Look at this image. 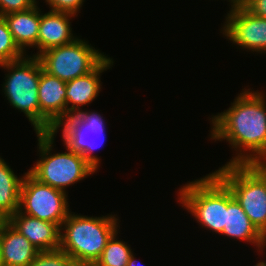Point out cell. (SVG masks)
I'll return each mask as SVG.
<instances>
[{
	"mask_svg": "<svg viewBox=\"0 0 266 266\" xmlns=\"http://www.w3.org/2000/svg\"><path fill=\"white\" fill-rule=\"evenodd\" d=\"M244 7L251 14L266 19V0H250Z\"/></svg>",
	"mask_w": 266,
	"mask_h": 266,
	"instance_id": "cb8c5ba5",
	"label": "cell"
},
{
	"mask_svg": "<svg viewBox=\"0 0 266 266\" xmlns=\"http://www.w3.org/2000/svg\"><path fill=\"white\" fill-rule=\"evenodd\" d=\"M243 90L229 109L210 118L213 125L210 139L226 140L231 148L240 150L227 164H248L266 159L265 95Z\"/></svg>",
	"mask_w": 266,
	"mask_h": 266,
	"instance_id": "6da1fadb",
	"label": "cell"
},
{
	"mask_svg": "<svg viewBox=\"0 0 266 266\" xmlns=\"http://www.w3.org/2000/svg\"><path fill=\"white\" fill-rule=\"evenodd\" d=\"M38 100L41 114L54 127L66 119V82L43 69L39 79Z\"/></svg>",
	"mask_w": 266,
	"mask_h": 266,
	"instance_id": "4fadbf2b",
	"label": "cell"
},
{
	"mask_svg": "<svg viewBox=\"0 0 266 266\" xmlns=\"http://www.w3.org/2000/svg\"><path fill=\"white\" fill-rule=\"evenodd\" d=\"M178 201L202 225L221 234L225 226L227 186L212 172L179 189Z\"/></svg>",
	"mask_w": 266,
	"mask_h": 266,
	"instance_id": "5b68a950",
	"label": "cell"
},
{
	"mask_svg": "<svg viewBox=\"0 0 266 266\" xmlns=\"http://www.w3.org/2000/svg\"><path fill=\"white\" fill-rule=\"evenodd\" d=\"M74 16L73 14L55 11L43 14L40 10V26L37 39V49L39 51L33 56H38L47 49L69 44L78 38L73 36L71 28L70 19Z\"/></svg>",
	"mask_w": 266,
	"mask_h": 266,
	"instance_id": "5bb4252c",
	"label": "cell"
},
{
	"mask_svg": "<svg viewBox=\"0 0 266 266\" xmlns=\"http://www.w3.org/2000/svg\"><path fill=\"white\" fill-rule=\"evenodd\" d=\"M255 266H266V261L258 262Z\"/></svg>",
	"mask_w": 266,
	"mask_h": 266,
	"instance_id": "f1b7e54d",
	"label": "cell"
},
{
	"mask_svg": "<svg viewBox=\"0 0 266 266\" xmlns=\"http://www.w3.org/2000/svg\"><path fill=\"white\" fill-rule=\"evenodd\" d=\"M51 9L50 11L65 12L77 15L78 11L84 4V0H45Z\"/></svg>",
	"mask_w": 266,
	"mask_h": 266,
	"instance_id": "7402d4cb",
	"label": "cell"
},
{
	"mask_svg": "<svg viewBox=\"0 0 266 266\" xmlns=\"http://www.w3.org/2000/svg\"><path fill=\"white\" fill-rule=\"evenodd\" d=\"M223 36L244 50L266 53V19L251 14L245 7L227 13Z\"/></svg>",
	"mask_w": 266,
	"mask_h": 266,
	"instance_id": "30bf717a",
	"label": "cell"
},
{
	"mask_svg": "<svg viewBox=\"0 0 266 266\" xmlns=\"http://www.w3.org/2000/svg\"><path fill=\"white\" fill-rule=\"evenodd\" d=\"M221 234L254 244L261 252L266 248V238L252 224L228 187L225 226Z\"/></svg>",
	"mask_w": 266,
	"mask_h": 266,
	"instance_id": "9a60e30c",
	"label": "cell"
},
{
	"mask_svg": "<svg viewBox=\"0 0 266 266\" xmlns=\"http://www.w3.org/2000/svg\"><path fill=\"white\" fill-rule=\"evenodd\" d=\"M42 68L64 82L92 72L107 56L76 38L73 42L47 49L37 56Z\"/></svg>",
	"mask_w": 266,
	"mask_h": 266,
	"instance_id": "52a82bcc",
	"label": "cell"
},
{
	"mask_svg": "<svg viewBox=\"0 0 266 266\" xmlns=\"http://www.w3.org/2000/svg\"><path fill=\"white\" fill-rule=\"evenodd\" d=\"M67 200L66 192L40 183L29 172L23 175L19 205L21 213L60 227L70 213Z\"/></svg>",
	"mask_w": 266,
	"mask_h": 266,
	"instance_id": "9c48e42d",
	"label": "cell"
},
{
	"mask_svg": "<svg viewBox=\"0 0 266 266\" xmlns=\"http://www.w3.org/2000/svg\"><path fill=\"white\" fill-rule=\"evenodd\" d=\"M39 251L7 220L1 223V262L3 266H28Z\"/></svg>",
	"mask_w": 266,
	"mask_h": 266,
	"instance_id": "2e32d148",
	"label": "cell"
},
{
	"mask_svg": "<svg viewBox=\"0 0 266 266\" xmlns=\"http://www.w3.org/2000/svg\"><path fill=\"white\" fill-rule=\"evenodd\" d=\"M18 47L25 52L26 47H37L40 26V9L37 3L25 11L3 16Z\"/></svg>",
	"mask_w": 266,
	"mask_h": 266,
	"instance_id": "e0dca14e",
	"label": "cell"
},
{
	"mask_svg": "<svg viewBox=\"0 0 266 266\" xmlns=\"http://www.w3.org/2000/svg\"><path fill=\"white\" fill-rule=\"evenodd\" d=\"M250 0H229L231 8L244 7Z\"/></svg>",
	"mask_w": 266,
	"mask_h": 266,
	"instance_id": "484cf974",
	"label": "cell"
},
{
	"mask_svg": "<svg viewBox=\"0 0 266 266\" xmlns=\"http://www.w3.org/2000/svg\"><path fill=\"white\" fill-rule=\"evenodd\" d=\"M70 211L60 226V247L80 266H94L118 229L115 215L88 217ZM64 233H63V232Z\"/></svg>",
	"mask_w": 266,
	"mask_h": 266,
	"instance_id": "7a4b0ae2",
	"label": "cell"
},
{
	"mask_svg": "<svg viewBox=\"0 0 266 266\" xmlns=\"http://www.w3.org/2000/svg\"><path fill=\"white\" fill-rule=\"evenodd\" d=\"M22 180L0 157V216L4 220L19 210Z\"/></svg>",
	"mask_w": 266,
	"mask_h": 266,
	"instance_id": "ac0fdd59",
	"label": "cell"
},
{
	"mask_svg": "<svg viewBox=\"0 0 266 266\" xmlns=\"http://www.w3.org/2000/svg\"><path fill=\"white\" fill-rule=\"evenodd\" d=\"M134 254L132 253V255L129 258V261L127 262V266H140L138 264H136V259L133 256Z\"/></svg>",
	"mask_w": 266,
	"mask_h": 266,
	"instance_id": "4316f807",
	"label": "cell"
},
{
	"mask_svg": "<svg viewBox=\"0 0 266 266\" xmlns=\"http://www.w3.org/2000/svg\"><path fill=\"white\" fill-rule=\"evenodd\" d=\"M232 192L256 229L266 238V183L248 164H225L213 172Z\"/></svg>",
	"mask_w": 266,
	"mask_h": 266,
	"instance_id": "8992f818",
	"label": "cell"
},
{
	"mask_svg": "<svg viewBox=\"0 0 266 266\" xmlns=\"http://www.w3.org/2000/svg\"><path fill=\"white\" fill-rule=\"evenodd\" d=\"M118 230L107 241L106 247L94 266H127L132 249L126 242L117 240Z\"/></svg>",
	"mask_w": 266,
	"mask_h": 266,
	"instance_id": "d6986e66",
	"label": "cell"
},
{
	"mask_svg": "<svg viewBox=\"0 0 266 266\" xmlns=\"http://www.w3.org/2000/svg\"><path fill=\"white\" fill-rule=\"evenodd\" d=\"M102 118L99 113L84 112L81 109L77 114L70 115L61 121L53 130V133L56 134L63 126L64 145L81 154L96 170L99 169L100 159L93 152L96 147L102 146L105 140V122Z\"/></svg>",
	"mask_w": 266,
	"mask_h": 266,
	"instance_id": "ba28073f",
	"label": "cell"
},
{
	"mask_svg": "<svg viewBox=\"0 0 266 266\" xmlns=\"http://www.w3.org/2000/svg\"><path fill=\"white\" fill-rule=\"evenodd\" d=\"M113 60L106 57L92 72L66 82V118L77 114L80 106L90 104L102 88L100 75L113 66ZM71 104V106H69Z\"/></svg>",
	"mask_w": 266,
	"mask_h": 266,
	"instance_id": "7c38bea8",
	"label": "cell"
},
{
	"mask_svg": "<svg viewBox=\"0 0 266 266\" xmlns=\"http://www.w3.org/2000/svg\"><path fill=\"white\" fill-rule=\"evenodd\" d=\"M0 266H3L1 262V224H0Z\"/></svg>",
	"mask_w": 266,
	"mask_h": 266,
	"instance_id": "83f0119b",
	"label": "cell"
},
{
	"mask_svg": "<svg viewBox=\"0 0 266 266\" xmlns=\"http://www.w3.org/2000/svg\"><path fill=\"white\" fill-rule=\"evenodd\" d=\"M0 67L8 71L3 92L10 105L26 115L36 133L53 132L55 127L40 112L38 86L43 68L38 57L24 56Z\"/></svg>",
	"mask_w": 266,
	"mask_h": 266,
	"instance_id": "3957f363",
	"label": "cell"
},
{
	"mask_svg": "<svg viewBox=\"0 0 266 266\" xmlns=\"http://www.w3.org/2000/svg\"><path fill=\"white\" fill-rule=\"evenodd\" d=\"M248 165L265 181L266 183V159L256 160Z\"/></svg>",
	"mask_w": 266,
	"mask_h": 266,
	"instance_id": "d4e9b609",
	"label": "cell"
},
{
	"mask_svg": "<svg viewBox=\"0 0 266 266\" xmlns=\"http://www.w3.org/2000/svg\"><path fill=\"white\" fill-rule=\"evenodd\" d=\"M36 134L41 158L28 172L40 183L66 192V187L97 171L81 154L68 147H66L67 152L52 155L50 152L55 138L53 132Z\"/></svg>",
	"mask_w": 266,
	"mask_h": 266,
	"instance_id": "277c9868",
	"label": "cell"
},
{
	"mask_svg": "<svg viewBox=\"0 0 266 266\" xmlns=\"http://www.w3.org/2000/svg\"><path fill=\"white\" fill-rule=\"evenodd\" d=\"M7 221L25 236L39 251H53L60 247V227L17 210Z\"/></svg>",
	"mask_w": 266,
	"mask_h": 266,
	"instance_id": "8fae6325",
	"label": "cell"
},
{
	"mask_svg": "<svg viewBox=\"0 0 266 266\" xmlns=\"http://www.w3.org/2000/svg\"><path fill=\"white\" fill-rule=\"evenodd\" d=\"M3 220H4V219L0 216V224L2 223Z\"/></svg>",
	"mask_w": 266,
	"mask_h": 266,
	"instance_id": "f546056e",
	"label": "cell"
},
{
	"mask_svg": "<svg viewBox=\"0 0 266 266\" xmlns=\"http://www.w3.org/2000/svg\"><path fill=\"white\" fill-rule=\"evenodd\" d=\"M28 266H80L70 255L61 249L38 252Z\"/></svg>",
	"mask_w": 266,
	"mask_h": 266,
	"instance_id": "44dd1931",
	"label": "cell"
},
{
	"mask_svg": "<svg viewBox=\"0 0 266 266\" xmlns=\"http://www.w3.org/2000/svg\"><path fill=\"white\" fill-rule=\"evenodd\" d=\"M24 55L25 52L15 43L5 19L0 16V64L21 59Z\"/></svg>",
	"mask_w": 266,
	"mask_h": 266,
	"instance_id": "ffe728a7",
	"label": "cell"
},
{
	"mask_svg": "<svg viewBox=\"0 0 266 266\" xmlns=\"http://www.w3.org/2000/svg\"><path fill=\"white\" fill-rule=\"evenodd\" d=\"M37 0H0V16L32 8Z\"/></svg>",
	"mask_w": 266,
	"mask_h": 266,
	"instance_id": "603a6c76",
	"label": "cell"
}]
</instances>
